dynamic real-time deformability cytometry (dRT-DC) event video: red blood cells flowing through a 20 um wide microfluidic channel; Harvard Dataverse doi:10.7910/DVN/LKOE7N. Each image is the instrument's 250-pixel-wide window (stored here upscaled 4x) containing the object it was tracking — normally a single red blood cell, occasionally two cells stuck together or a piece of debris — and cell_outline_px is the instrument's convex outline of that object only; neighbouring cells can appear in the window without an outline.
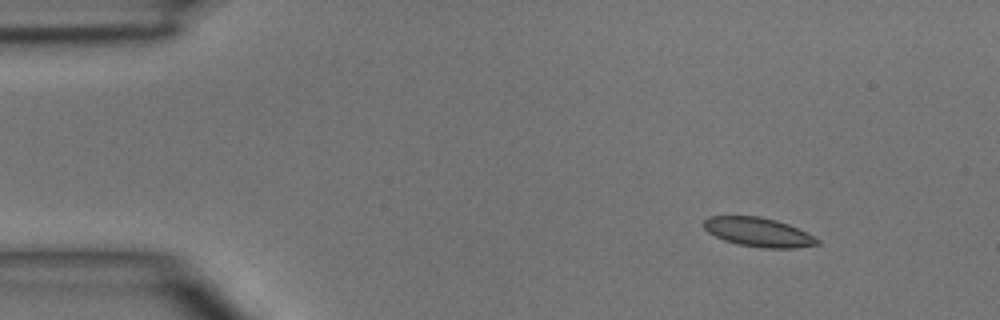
{"species": "common noctule bat (a hibernating species)", "species_latin": "Nyctalus noctula", "temperature_condition": "room temperature", "stored_images_in_passage": 4, "camera_frame_rate_fps": 3000, "um_per_image_px": 0.085, "animal": {"sex": "male", "body_mass_g": 15.6}, "frame": {"image": 1, "passage_image": 1, "time_ms": 0.0, "image_size_px": [1000, 320], "cell_outline_px": [[820, 244], [796, 248], [764, 248], [736, 244], [724, 240], [708, 232], [704, 228], [704, 220], [708, 216], [760, 216], [776, 220], [788, 224], [820, 240]], "centroid_in_image_um": [64.44, 19.73], "position_along_channel_um": 20.6, "area_um2": 19.13}}